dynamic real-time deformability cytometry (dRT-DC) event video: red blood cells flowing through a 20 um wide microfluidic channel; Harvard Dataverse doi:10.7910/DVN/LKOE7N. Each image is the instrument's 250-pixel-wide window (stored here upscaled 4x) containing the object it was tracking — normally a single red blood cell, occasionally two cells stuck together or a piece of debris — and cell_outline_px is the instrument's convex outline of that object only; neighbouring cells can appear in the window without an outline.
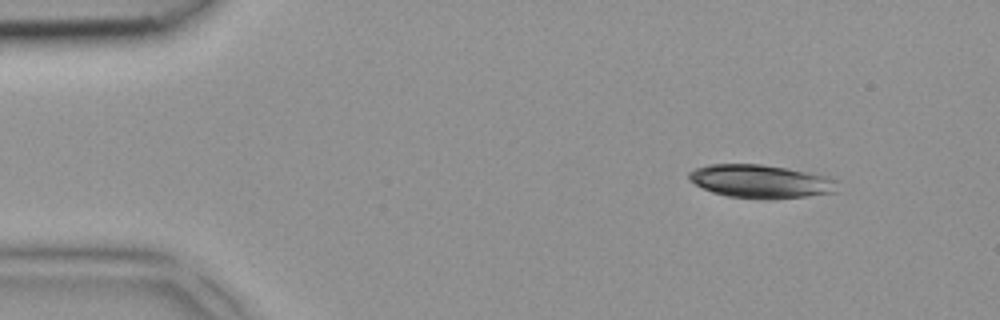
{"species": "common noctule bat (a hibernating species)", "species_latin": "Nyctalus noctula", "temperature_condition": "room temperature", "stored_images_in_passage": 3, "camera_frame_rate_fps": 3000, "um_per_image_px": 0.085, "animal": {"sex": "female", "body_mass_g": 18.4}, "frame": {"image": 1, "passage_image": 1, "time_ms": 0.0, "image_size_px": [1000, 320], "cell_outline_px": [[840, 180], [836, 192], [804, 196], [768, 200], [728, 196], [712, 192], [688, 180], [688, 172], [696, 168], [708, 164], [760, 164], [788, 168], [828, 176]], "centroid_in_image_um": [64.69, 15.41], "position_along_channel_um": 20.3, "area_um2": 29.07}}
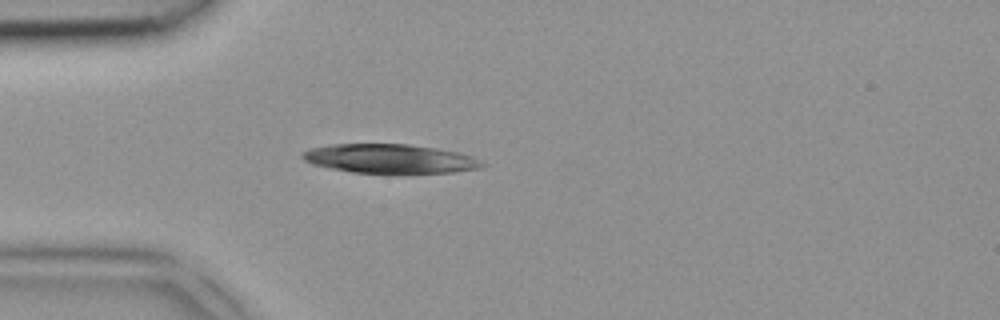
{"frame": {"image": 2, "passage_image": 3, "time_ms": 0.667, "image_size_px": [1000, 320], "cell_outline_px": [[488, 164], [480, 168], [452, 172], [352, 172], [328, 168], [312, 164], [304, 160], [300, 156], [300, 152], [308, 148], [332, 144], [408, 144], [436, 148], [460, 152], [472, 156]], "centroid_in_image_um": [33.1, 13.47], "position_along_channel_um": 51.9, "area_um2": 30.4}}